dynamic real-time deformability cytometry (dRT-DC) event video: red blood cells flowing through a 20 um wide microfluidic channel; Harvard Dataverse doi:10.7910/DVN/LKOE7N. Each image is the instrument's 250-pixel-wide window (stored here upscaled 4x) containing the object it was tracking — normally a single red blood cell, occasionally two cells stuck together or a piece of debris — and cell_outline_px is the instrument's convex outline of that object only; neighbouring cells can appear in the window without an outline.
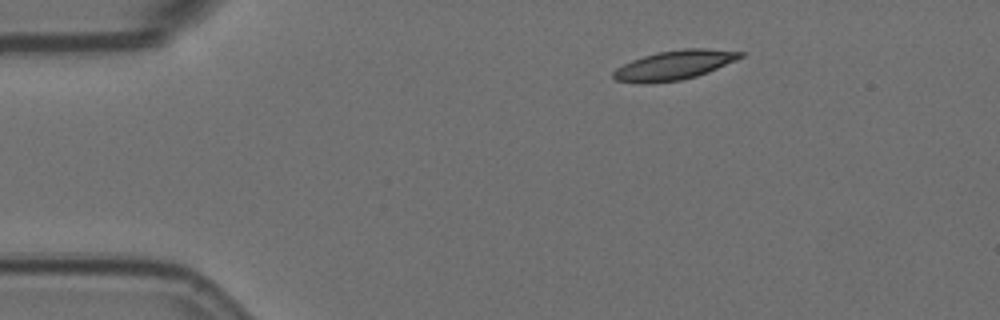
{"species": "Egyptian fruit bat (a non-hibernating species)", "species_latin": "Rousettus aegyptiacus", "temperature_condition": "room temperature", "stored_images_in_passage": 3, "camera_frame_rate_fps": 3000, "um_per_image_px": 0.085, "animal": {"sex": "female"}, "frame": {"image": 1, "passage_image": 1, "time_ms": 0.0, "image_size_px": [1000, 320], "cell_outline_px": [[744, 56], [736, 60], [708, 72], [696, 76], [680, 80], [648, 84], [640, 84], [616, 80], [612, 76], [612, 72], [616, 68], [632, 60], [656, 52], [684, 48], [708, 48], [744, 52]], "centroid_in_image_um": [57.3, 5.53], "position_along_channel_um": 27.7, "area_um2": 21.85}}